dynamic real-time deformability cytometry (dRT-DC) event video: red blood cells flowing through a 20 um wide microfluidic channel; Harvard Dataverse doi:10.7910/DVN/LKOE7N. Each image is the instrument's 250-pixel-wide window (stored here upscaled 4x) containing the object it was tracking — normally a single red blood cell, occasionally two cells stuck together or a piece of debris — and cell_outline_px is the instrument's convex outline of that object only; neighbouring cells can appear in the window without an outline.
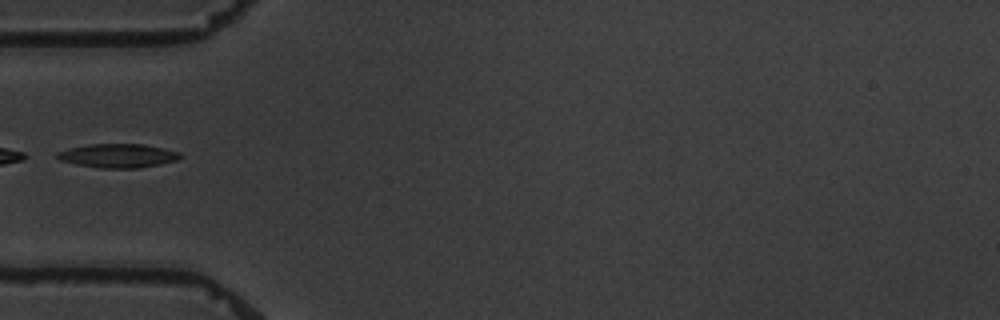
{"species": "common noctule bat (a hibernating species)", "species_latin": "Nyctalus noctula", "temperature_condition": "warm", "stored_images_in_passage": 4, "camera_frame_rate_fps": 3000, "um_per_image_px": 0.085, "animal": {"sex": "male", "body_mass_g": 19.5, "forearm_length_mm": 54.6}, "frame": {"image": 1, "passage_image": 4, "time_ms": 3.333, "image_size_px": [1000, 320], "cell_outline_px": [[184, 156], [176, 160], [160, 164], [136, 168], [100, 168], [76, 164], [60, 160], [56, 156], [56, 152], [68, 148], [88, 144], [144, 144], [180, 152]], "centroid_in_image_um": [10.02, 13.23], "position_along_channel_um": 75.0, "area_um2": 17.11}}